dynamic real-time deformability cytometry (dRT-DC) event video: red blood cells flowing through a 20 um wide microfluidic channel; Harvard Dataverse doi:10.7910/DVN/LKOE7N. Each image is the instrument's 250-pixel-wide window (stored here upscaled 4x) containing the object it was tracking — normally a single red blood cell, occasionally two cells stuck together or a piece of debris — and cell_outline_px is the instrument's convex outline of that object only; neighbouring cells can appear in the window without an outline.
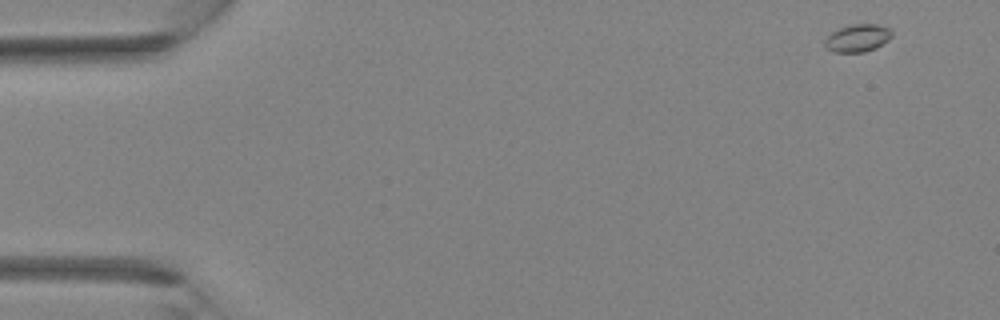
{"species": "Egyptian fruit bat (a non-hibernating species)", "species_latin": "Rousettus aegyptiacus", "temperature_condition": "room temperature", "stored_images_in_passage": 37, "camera_frame_rate_fps": 3000, "um_per_image_px": 0.085, "animal": {"sex": "female"}, "frame": {"image": 1, "passage_image": 1, "time_ms": 0.0, "image_size_px": [1000, 320], "cell_outline_px": [[892, 36], [888, 40], [876, 48], [864, 52], [832, 52], [824, 48], [824, 40], [832, 32], [840, 28], [852, 24], [880, 24], [888, 28], [892, 32]], "centroid_in_image_um": [72.88, 3.24], "position_along_channel_um": 12.1, "area_um2": 10.87}}
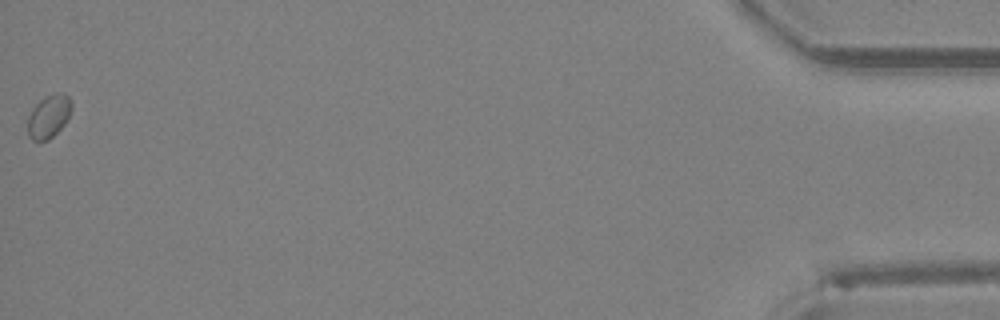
{"frame": {"image": 2, "passage_image": 37, "time_ms": 12.0, "image_size_px": [1000, 320], "cell_outline_px": [[72, 108], [64, 124], [48, 140], [32, 140], [28, 136], [28, 116], [32, 108], [44, 96], [56, 92], [64, 92], [72, 100]], "centroid_in_image_um": [4.15, 9.85], "position_along_channel_um": 431.1, "area_um2": 11.04}}